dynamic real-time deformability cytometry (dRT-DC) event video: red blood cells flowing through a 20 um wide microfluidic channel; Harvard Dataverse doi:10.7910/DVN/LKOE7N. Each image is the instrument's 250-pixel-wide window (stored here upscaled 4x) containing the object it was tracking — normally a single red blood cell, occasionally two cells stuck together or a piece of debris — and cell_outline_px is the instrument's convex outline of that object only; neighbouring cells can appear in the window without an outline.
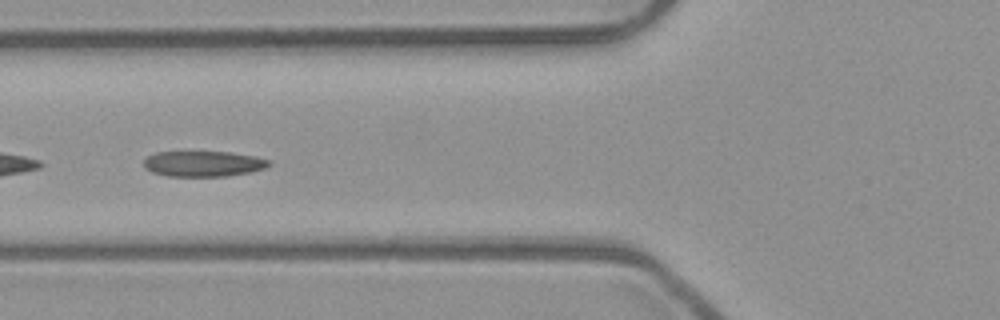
{"species": "common noctule bat (a hibernating species)", "species_latin": "Nyctalus noctula", "temperature_condition": "room temperature", "stored_images_in_passage": 9, "camera_frame_rate_fps": 3000, "um_per_image_px": 0.085, "animal": {"sex": "male", "body_mass_g": 23.1, "forearm_length_mm": 52.7}, "frame": {"image": 1, "passage_image": 6, "time_ms": 1.667, "image_size_px": [1000, 320], "cell_outline_px": [[272, 164], [264, 168], [248, 172], [228, 176], [168, 176], [152, 172], [144, 168], [144, 160], [148, 156], [156, 152], [228, 152], [256, 156], [272, 160]], "centroid_in_image_um": [17.3, 13.91], "position_along_channel_um": 108.5, "area_um2": 18.67}}
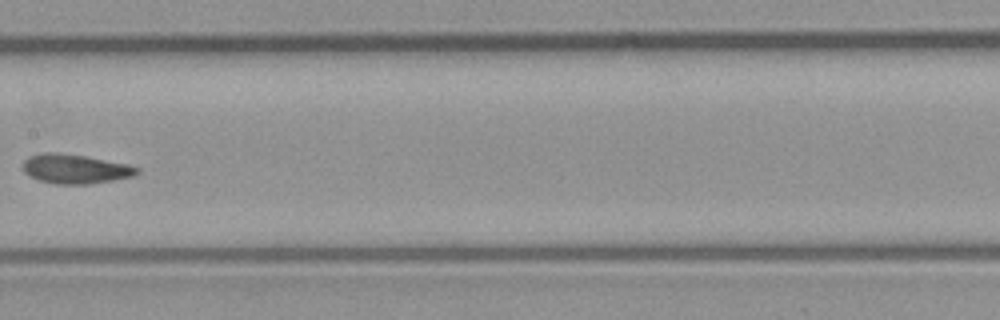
{"frame": {"image": 2, "passage_image": 8, "time_ms": 2.333, "image_size_px": [1000, 320], "cell_outline_px": [[140, 172], [132, 176], [112, 180], [88, 184], [56, 184], [40, 180], [24, 172], [24, 160], [28, 156], [40, 152], [56, 152], [84, 156], [128, 164], [140, 168]], "centroid_in_image_um": [6.39, 14.34], "position_along_channel_um": 201.0, "area_um2": 19.36}}
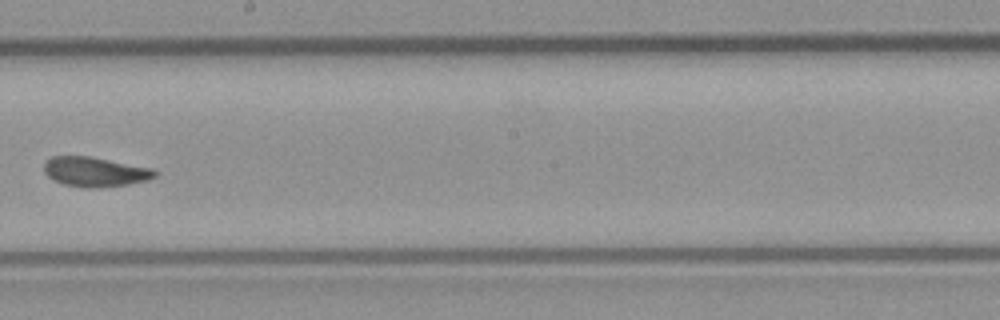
{"frame": {"image": 3, "passage_image": 9, "time_ms": 2.667, "image_size_px": [1000, 320], "cell_outline_px": [[156, 176], [148, 180], [128, 184], [100, 188], [84, 188], [64, 184], [52, 180], [44, 172], [44, 164], [52, 156], [88, 156], [152, 168], [156, 172]], "centroid_in_image_um": [8.06, 14.61], "position_along_channel_um": 240.1, "area_um2": 19.13}}